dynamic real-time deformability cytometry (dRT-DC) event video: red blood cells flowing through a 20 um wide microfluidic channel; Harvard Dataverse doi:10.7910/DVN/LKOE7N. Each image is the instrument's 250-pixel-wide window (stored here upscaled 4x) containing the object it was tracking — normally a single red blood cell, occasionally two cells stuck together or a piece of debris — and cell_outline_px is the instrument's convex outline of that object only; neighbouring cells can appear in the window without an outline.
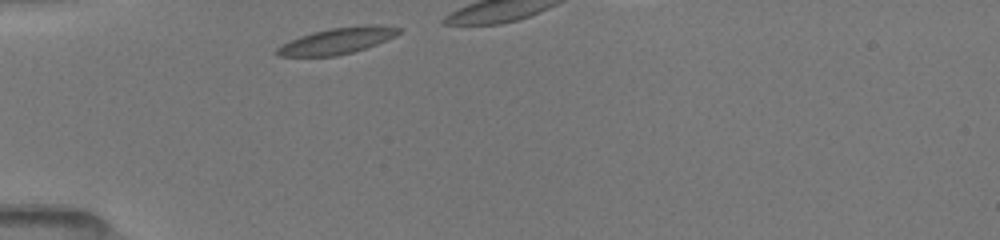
{"species": "common noctule bat (a hibernating species)", "species_latin": "Nyctalus noctula", "temperature_condition": "room temperature", "stored_images_in_passage": 8, "camera_frame_rate_fps": 3000, "um_per_image_px": 0.085, "animal": {"sex": "female", "body_mass_g": 19.5, "forearm_length_mm": 54.1}, "frame": {"image": 1, "passage_image": 1, "time_ms": 0.0, "image_size_px": [1000, 240], "cell_outline_px": [[404, 32], [396, 36], [376, 44], [352, 52], [336, 56], [276, 56], [276, 48], [280, 44], [300, 36], [312, 32], [332, 28], [372, 24], [384, 24], [404, 28]], "centroid_in_image_um": [28.73, 3.45], "position_along_channel_um": 56.3, "area_um2": 18.84}}
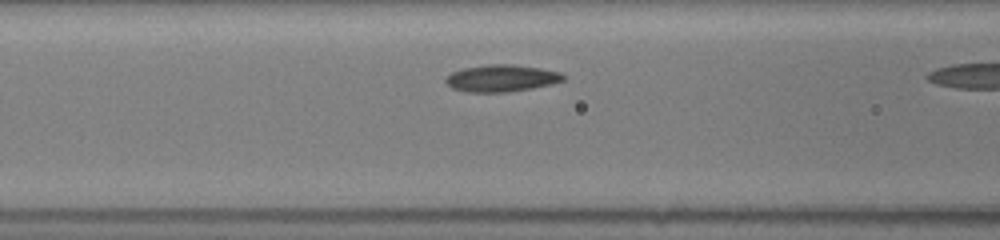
{"frame": {"image": 2, "passage_image": 7, "time_ms": 2.0, "image_size_px": [1000, 240], "cell_outline_px": [[564, 80], [552, 84], [532, 88], [508, 92], [464, 92], [452, 88], [444, 80], [452, 72], [464, 68], [488, 64], [512, 64], [540, 68], [560, 72], [564, 76]], "centroid_in_image_um": [42.62, 6.65], "position_along_channel_um": 124.0, "area_um2": 18.44}}